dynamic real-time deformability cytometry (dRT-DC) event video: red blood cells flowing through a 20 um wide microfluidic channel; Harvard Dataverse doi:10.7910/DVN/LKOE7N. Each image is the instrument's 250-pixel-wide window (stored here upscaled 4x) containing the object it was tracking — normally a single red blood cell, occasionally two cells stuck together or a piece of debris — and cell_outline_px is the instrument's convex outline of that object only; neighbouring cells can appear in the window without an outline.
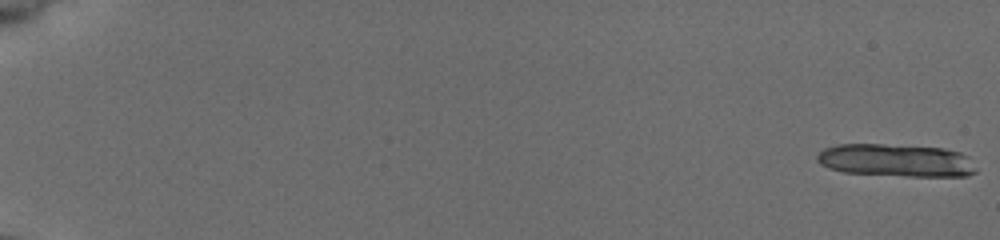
{"species": "common noctule bat (a hibernating species)", "species_latin": "Nyctalus noctula", "temperature_condition": "cold", "stored_images_in_passage": 17, "camera_frame_rate_fps": 3000, "um_per_image_px": 0.085, "animal": {"sex": "female", "body_mass_g": 19.5, "forearm_length_mm": 54.1}, "frame": {"image": 1, "passage_image": 1, "time_ms": 0.0, "image_size_px": [1000, 240], "cell_outline_px": [[976, 172], [968, 176], [908, 176], [844, 172], [828, 168], [820, 164], [816, 160], [816, 156], [824, 148], [836, 144], [884, 144], [944, 148], [960, 152], [968, 156], [976, 168]], "centroid_in_image_um": [76.16, 13.62], "position_along_channel_um": 8.8, "area_um2": 30.46}}